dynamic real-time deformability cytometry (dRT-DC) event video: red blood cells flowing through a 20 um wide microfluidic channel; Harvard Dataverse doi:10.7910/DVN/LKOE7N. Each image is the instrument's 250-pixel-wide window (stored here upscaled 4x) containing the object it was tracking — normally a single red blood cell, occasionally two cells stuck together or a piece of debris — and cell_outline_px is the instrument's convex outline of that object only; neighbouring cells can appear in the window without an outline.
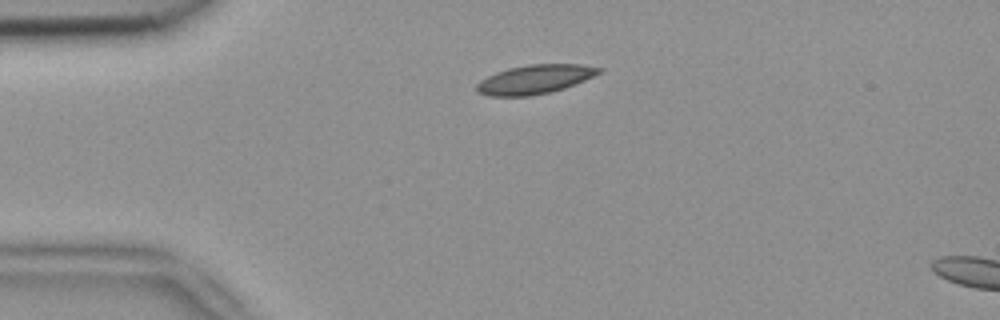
{"species": "common noctule bat (a hibernating species)", "species_latin": "Nyctalus noctula", "temperature_condition": "room temperature", "stored_images_in_passage": 3, "segment_of_instrument_passage": [1, 2], "camera_frame_rate_fps": 3000, "um_per_image_px": 0.085, "animal": {"sex": "female", "body_mass_g": 18.4}, "frame": {"image": 1, "passage_image": 1, "time_ms": 0.0, "image_size_px": [1000, 320], "cell_outline_px": [[604, 72], [564, 88], [552, 92], [528, 96], [488, 96], [476, 92], [476, 84], [480, 80], [496, 72], [508, 68], [528, 64], [580, 64], [604, 68]], "centroid_in_image_um": [45.47, 6.74], "position_along_channel_um": 39.5, "area_um2": 20.87}}